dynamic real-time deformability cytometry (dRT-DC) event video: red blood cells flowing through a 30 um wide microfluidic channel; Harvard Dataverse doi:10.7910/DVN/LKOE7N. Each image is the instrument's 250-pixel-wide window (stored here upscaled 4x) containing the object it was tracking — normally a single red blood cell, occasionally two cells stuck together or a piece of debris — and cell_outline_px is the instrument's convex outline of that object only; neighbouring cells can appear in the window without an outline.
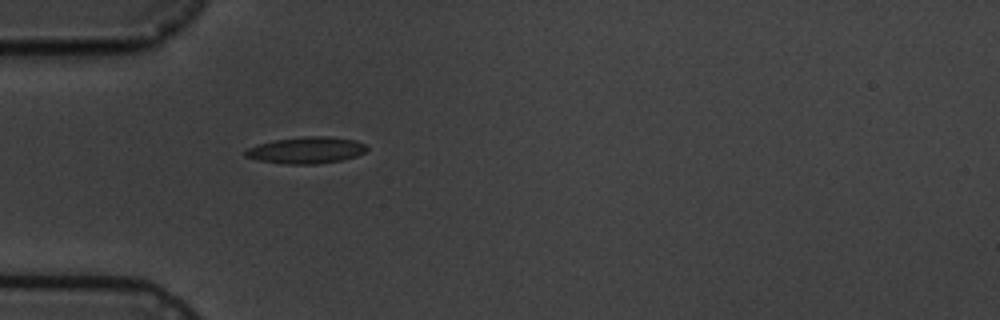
{"species": "common noctule bat (a hibernating species)", "species_latin": "Nyctalus noctula", "temperature_condition": "cold", "stored_images_in_passage": 1, "camera_frame_rate_fps": 3000, "um_per_image_px": 0.085, "animal": {"sex": "male", "body_mass_g": 19.5, "forearm_length_mm": 54.6}, "frame": {"image": 1, "passage_image": 1, "time_ms": 0.0, "image_size_px": [1000, 320], "cell_outline_px": [[368, 148], [364, 152], [356, 156], [340, 160], [316, 164], [284, 164], [260, 160], [244, 156], [244, 152], [248, 148], [256, 144], [272, 140], [304, 136], [332, 136], [356, 140], [364, 144]], "centroid_in_image_um": [26.02, 12.75], "position_along_channel_um": 59.0, "area_um2": 18.9}}